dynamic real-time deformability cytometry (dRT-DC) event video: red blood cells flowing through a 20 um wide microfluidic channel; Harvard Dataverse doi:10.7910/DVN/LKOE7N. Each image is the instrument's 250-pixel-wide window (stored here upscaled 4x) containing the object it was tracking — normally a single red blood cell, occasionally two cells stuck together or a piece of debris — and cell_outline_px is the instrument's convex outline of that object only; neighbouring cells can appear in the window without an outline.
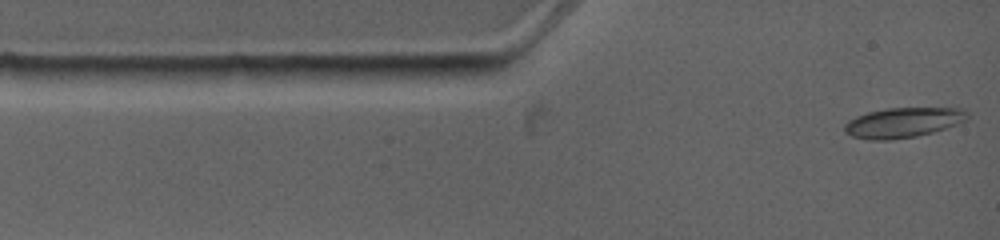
{"species": "common noctule bat (a hibernating species)", "species_latin": "Nyctalus noctula", "temperature_condition": "warm", "stored_images_in_passage": 5, "camera_frame_rate_fps": 4500, "um_per_image_px": 0.085, "animal": {"sex": "female", "body_mass_g": 19.0, "forearm_length_mm": 53.3}, "frame": {"image": 1, "passage_image": 1, "time_ms": 0.0, "image_size_px": [1000, 240], "cell_outline_px": [[968, 120], [932, 132], [916, 136], [888, 140], [868, 140], [852, 136], [844, 132], [844, 124], [848, 120], [856, 116], [868, 112], [888, 108], [964, 108], [968, 112]], "centroid_in_image_um": [76.75, 10.41], "position_along_channel_um": 8.3, "area_um2": 21.5}}
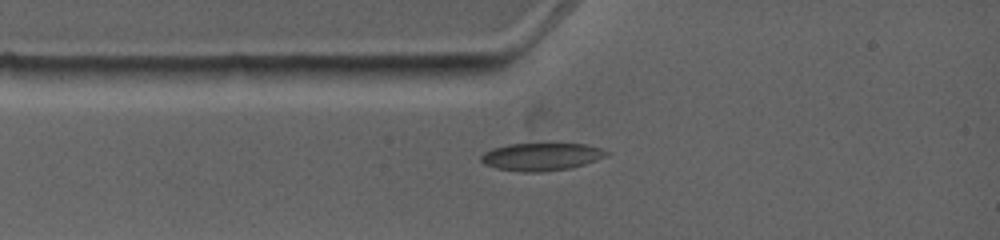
{"frame": {"image": 2, "passage_image": 3, "time_ms": 1.778, "image_size_px": [1000, 240], "cell_outline_px": [[608, 152], [604, 156], [596, 160], [584, 164], [568, 168], [544, 172], [520, 172], [496, 168], [484, 164], [480, 160], [480, 156], [484, 152], [492, 148], [508, 144], [556, 140], [588, 144], [600, 148]], "centroid_in_image_um": [46.0, 13.26], "position_along_channel_um": 39.0, "area_um2": 21.27}}
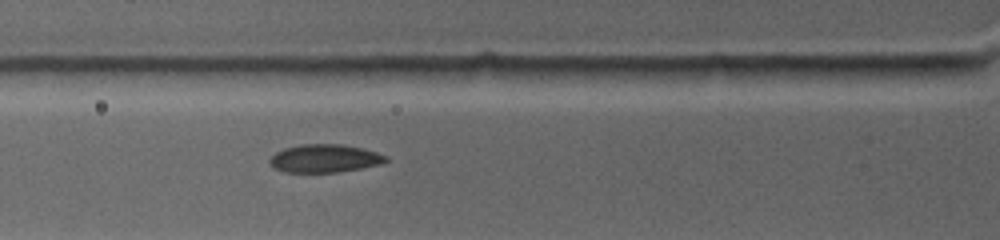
{"frame": {"image": 3, "passage_image": 5, "time_ms": 3.333, "image_size_px": [1000, 240], "cell_outline_px": [[388, 160], [384, 164], [340, 172], [284, 172], [268, 164], [268, 160], [276, 152], [284, 148], [300, 144], [340, 144], [364, 148], [388, 156]], "centroid_in_image_um": [27.62, 13.46], "position_along_channel_um": 98.2, "area_um2": 19.25}}